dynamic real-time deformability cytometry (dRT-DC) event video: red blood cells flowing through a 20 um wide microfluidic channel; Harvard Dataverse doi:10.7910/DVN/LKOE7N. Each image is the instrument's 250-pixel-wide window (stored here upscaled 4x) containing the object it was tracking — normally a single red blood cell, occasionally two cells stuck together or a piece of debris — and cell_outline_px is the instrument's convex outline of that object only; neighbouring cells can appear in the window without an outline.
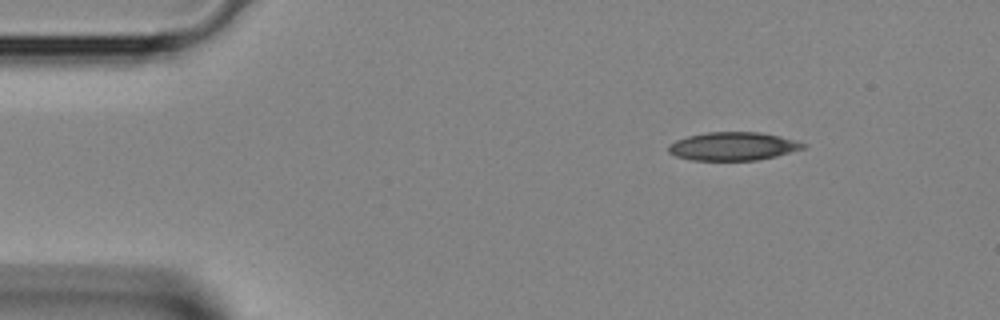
{"species": "Egyptian fruit bat (a non-hibernating species)", "species_latin": "Rousettus aegyptiacus", "temperature_condition": "room temperature", "stored_images_in_passage": 2, "camera_frame_rate_fps": 3000, "um_per_image_px": 0.085, "animal": {"sex": "female"}, "frame": {"image": 1, "passage_image": 1, "time_ms": 0.0, "image_size_px": [1000, 320], "cell_outline_px": [[808, 144], [804, 148], [776, 156], [756, 160], [692, 160], [676, 156], [668, 152], [668, 144], [676, 140], [688, 136], [704, 132], [760, 132], [780, 136]], "centroid_in_image_um": [62.29, 12.43], "position_along_channel_um": 22.7, "area_um2": 22.2}}
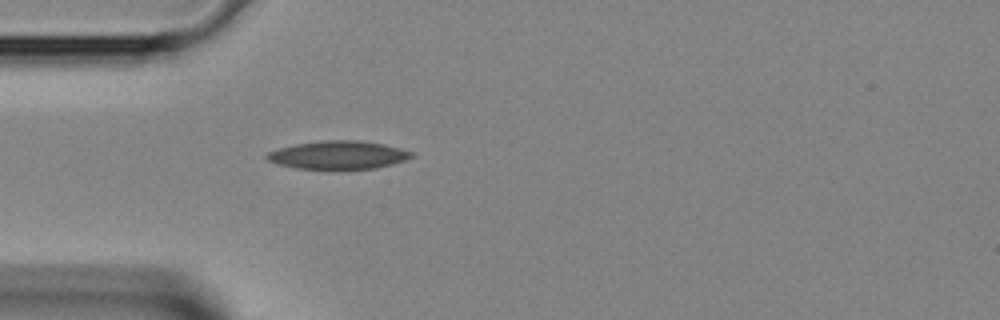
{"frame": {"image": 2, "passage_image": 2, "time_ms": 0.333, "image_size_px": [1000, 320], "cell_outline_px": [[416, 156], [392, 164], [376, 168], [296, 168], [280, 164], [268, 160], [264, 156], [268, 152], [280, 148], [296, 144], [324, 140], [356, 140], [384, 144], [416, 152]], "centroid_in_image_um": [28.81, 13.16], "position_along_channel_um": 56.2, "area_um2": 23.47}}